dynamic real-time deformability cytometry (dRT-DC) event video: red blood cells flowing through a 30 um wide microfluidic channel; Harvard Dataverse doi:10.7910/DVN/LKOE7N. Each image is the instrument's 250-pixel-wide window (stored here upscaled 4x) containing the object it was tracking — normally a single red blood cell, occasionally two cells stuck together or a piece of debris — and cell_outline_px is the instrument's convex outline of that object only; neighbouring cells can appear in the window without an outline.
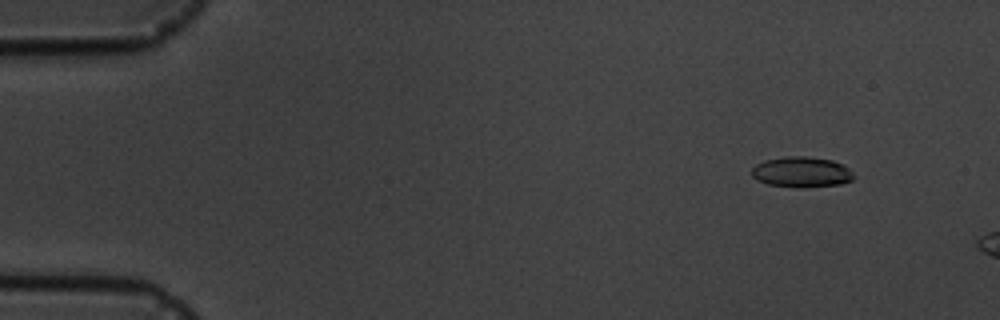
{"species": "common noctule bat (a hibernating species)", "species_latin": "Nyctalus noctula", "temperature_condition": "cold", "stored_images_in_passage": 3, "camera_frame_rate_fps": 3000, "um_per_image_px": 0.085, "animal": {"sex": "male", "body_mass_g": 19.5, "forearm_length_mm": 54.6}, "frame": {"image": 1, "passage_image": 1, "time_ms": 0.0, "image_size_px": [1000, 320], "cell_outline_px": [[856, 176], [852, 180], [840, 184], [800, 188], [796, 188], [768, 184], [756, 180], [752, 176], [752, 168], [756, 164], [764, 160], [784, 156], [804, 156], [832, 160], [848, 168]], "centroid_in_image_um": [68.11, 14.63], "position_along_channel_um": 16.9, "area_um2": 18.26}}